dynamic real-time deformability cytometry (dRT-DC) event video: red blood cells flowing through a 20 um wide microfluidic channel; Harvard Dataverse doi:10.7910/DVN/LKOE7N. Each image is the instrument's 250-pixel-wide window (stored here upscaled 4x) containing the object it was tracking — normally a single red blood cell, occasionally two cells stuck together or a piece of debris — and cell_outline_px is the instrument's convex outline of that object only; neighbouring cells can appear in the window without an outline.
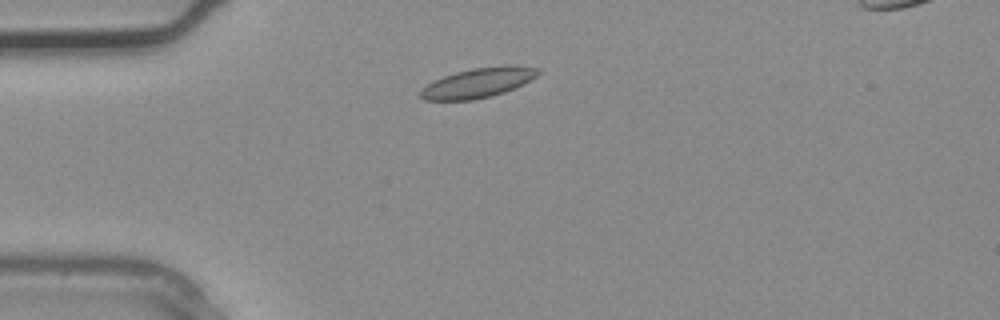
{"species": "common noctule bat (a hibernating species)", "species_latin": "Nyctalus noctula", "temperature_condition": "warm", "stored_images_in_passage": 1, "camera_frame_rate_fps": 3000, "um_per_image_px": 0.085, "animal": {"sex": "male", "body_mass_g": 20.4}, "frame": {"image": 1, "passage_image": 1, "time_ms": 0.0, "image_size_px": [1000, 320], "cell_outline_px": [[540, 72], [536, 76], [524, 84], [516, 88], [504, 92], [472, 100], [424, 100], [420, 96], [420, 92], [428, 84], [444, 76], [456, 72], [472, 68], [508, 64], [516, 64], [540, 68]], "centroid_in_image_um": [40.72, 7.01], "position_along_channel_um": 44.3, "area_um2": 20.4}}